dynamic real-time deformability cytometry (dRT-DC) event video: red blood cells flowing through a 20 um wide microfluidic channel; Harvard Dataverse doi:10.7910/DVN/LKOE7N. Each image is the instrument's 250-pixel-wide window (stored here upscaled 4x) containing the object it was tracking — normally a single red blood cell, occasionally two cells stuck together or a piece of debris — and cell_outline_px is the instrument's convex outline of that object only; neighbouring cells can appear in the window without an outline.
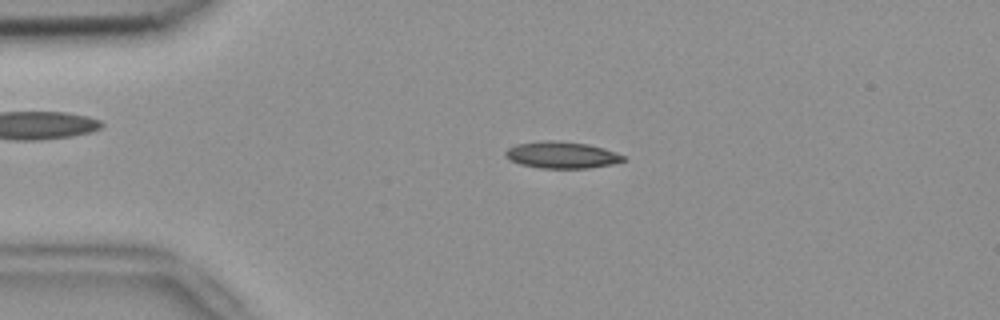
{"species": "common noctule bat (a hibernating species)", "species_latin": "Nyctalus noctula", "temperature_condition": "room temperature", "stored_images_in_passage": 47, "camera_frame_rate_fps": 3000, "um_per_image_px": 0.085, "animal": {"sex": "female", "body_mass_g": 18.4}, "frame": {"image": 1, "passage_image": 6, "time_ms": 1.667, "image_size_px": [1000, 320], "cell_outline_px": [[624, 160], [612, 164], [588, 168], [540, 168], [520, 164], [508, 160], [504, 156], [504, 152], [508, 148], [516, 144], [544, 140], [560, 140], [588, 144], [604, 148], [616, 152], [624, 156]], "centroid_in_image_um": [47.7, 13.16], "position_along_channel_um": 37.3, "area_um2": 18.5}}
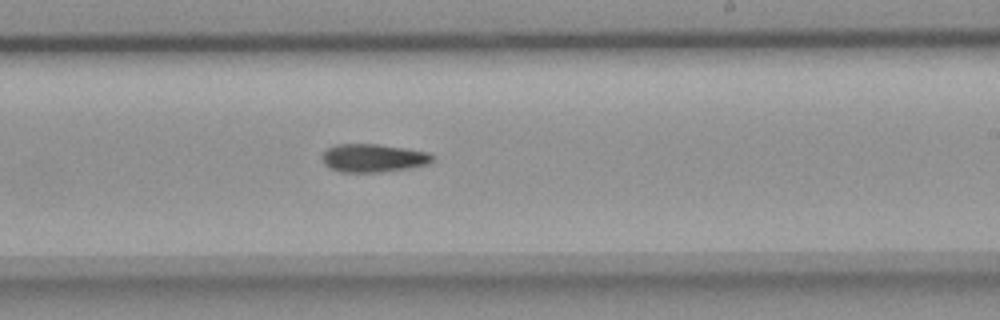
{"frame": {"image": 2, "passage_image": 26, "time_ms": 8.333, "image_size_px": [1000, 320], "cell_outline_px": [[436, 160], [428, 164], [408, 168], [380, 172], [340, 172], [328, 168], [324, 164], [320, 156], [328, 148], [336, 144], [376, 144], [404, 148], [428, 152], [436, 156]], "centroid_in_image_um": [31.73, 13.43], "position_along_channel_um": 257.3, "area_um2": 18.32}}
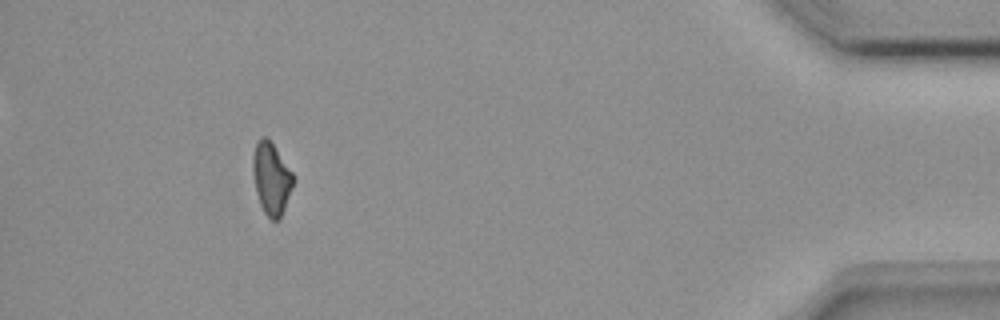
{"frame": {"image": 3, "passage_image": 43, "time_ms": 14.0, "image_size_px": [1000, 320], "cell_outline_px": [[296, 180], [280, 220], [272, 220], [264, 212], [260, 204], [256, 192], [252, 172], [252, 156], [256, 140], [260, 136], [264, 136], [272, 144], [292, 172]], "centroid_in_image_um": [23.06, 15.18], "position_along_channel_um": 412.1, "area_um2": 17.11}}